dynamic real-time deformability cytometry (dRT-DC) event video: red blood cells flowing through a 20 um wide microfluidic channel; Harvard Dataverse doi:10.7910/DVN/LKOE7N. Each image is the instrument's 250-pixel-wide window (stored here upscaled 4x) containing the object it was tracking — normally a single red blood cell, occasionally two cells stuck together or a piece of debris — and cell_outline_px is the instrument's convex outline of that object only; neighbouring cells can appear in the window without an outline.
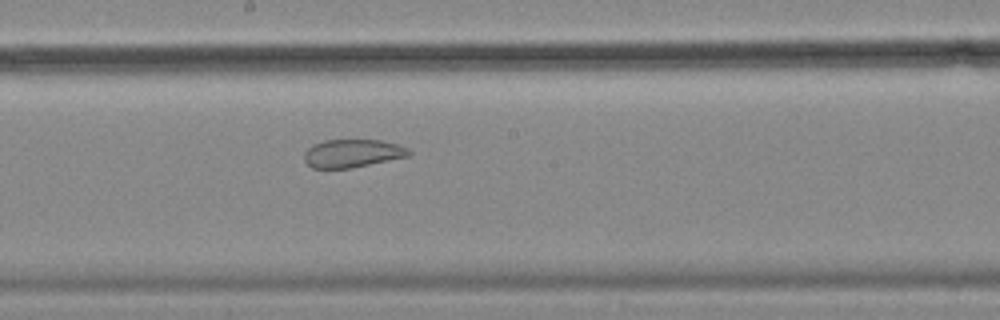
{"species": "common noctule bat (a hibernating species)", "species_latin": "Nyctalus noctula", "temperature_condition": "cold", "stored_images_in_passage": 41, "camera_frame_rate_fps": 3000, "um_per_image_px": 0.085, "animal": {"sex": "female", "body_mass_g": 18.4}, "frame": {"image": 1, "passage_image": 25, "time_ms": 8.0, "image_size_px": [1000, 320], "cell_outline_px": [[412, 152], [408, 156], [352, 168], [312, 168], [304, 160], [304, 152], [312, 144], [324, 140], [380, 140], [400, 144], [408, 148]], "centroid_in_image_um": [29.96, 13.03], "position_along_channel_um": 218.2, "area_um2": 17.22}}
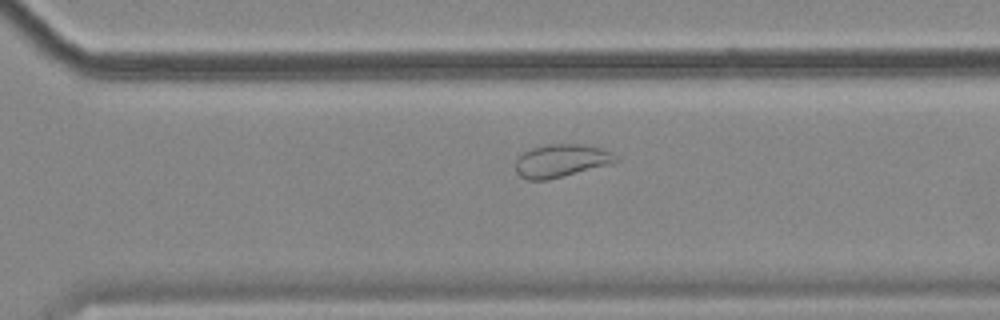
{"frame": {"image": 2, "passage_image": 34, "time_ms": 11.0, "image_size_px": [1000, 320], "cell_outline_px": [[620, 160], [612, 164], [548, 180], [528, 180], [520, 176], [516, 172], [516, 156], [532, 148], [544, 144], [584, 144], [600, 148], [612, 152]], "centroid_in_image_um": [47.7, 13.66], "position_along_channel_um": 322.9, "area_um2": 19.48}}
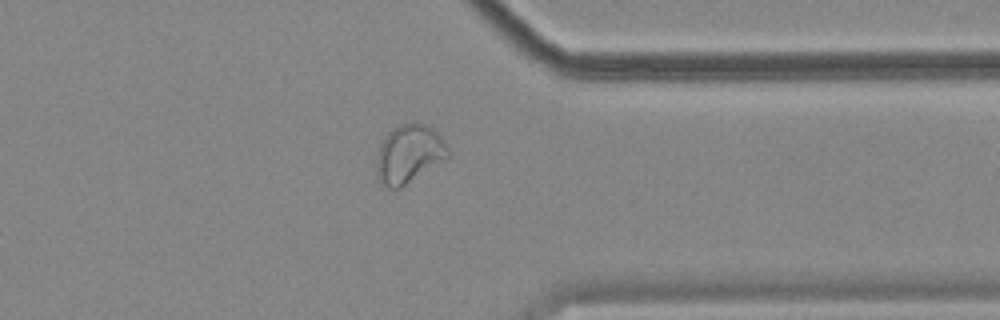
{"frame": {"image": 3, "passage_image": 39, "time_ms": 12.667, "image_size_px": [1000, 320], "cell_outline_px": [[452, 152], [448, 156], [400, 188], [388, 188], [380, 184], [376, 172], [376, 164], [380, 144], [384, 136], [392, 128], [400, 124], [424, 124], [440, 132], [448, 144]], "centroid_in_image_um": [34.77, 13.07], "position_along_channel_um": 376.6, "area_um2": 24.33}}